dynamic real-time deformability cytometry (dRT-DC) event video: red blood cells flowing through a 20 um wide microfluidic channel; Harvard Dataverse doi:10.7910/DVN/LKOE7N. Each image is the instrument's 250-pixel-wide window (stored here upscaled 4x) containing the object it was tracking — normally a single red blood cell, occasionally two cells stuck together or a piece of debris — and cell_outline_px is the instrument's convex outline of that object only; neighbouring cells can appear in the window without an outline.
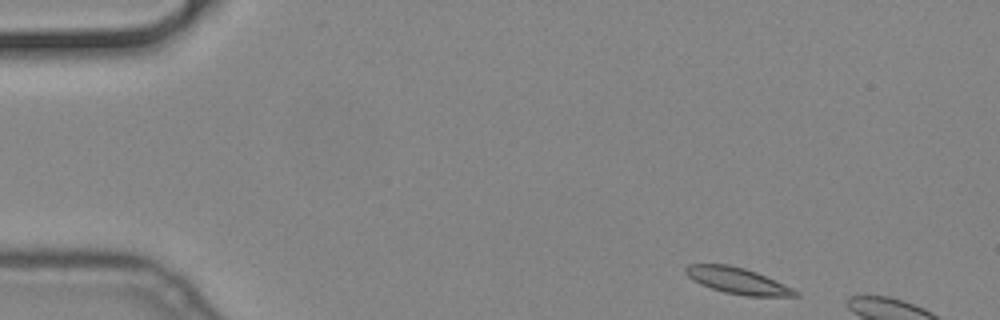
{"species": "common noctule bat (a hibernating species)", "species_latin": "Nyctalus noctula", "temperature_condition": "cold", "stored_images_in_passage": 6, "camera_frame_rate_fps": 3000, "um_per_image_px": 0.085, "animal": {"sex": "male", "body_mass_g": 19.2, "forearm_length_mm": 51.8}, "frame": {"image": 1, "passage_image": 1, "time_ms": 0.0, "image_size_px": [1000, 320], "cell_outline_px": [[800, 296], [744, 296], [724, 292], [700, 284], [692, 280], [684, 272], [684, 268], [688, 264], [728, 264], [744, 268], [756, 272], [792, 288], [800, 292]], "centroid_in_image_um": [62.66, 23.86], "position_along_channel_um": 22.3, "area_um2": 16.7}}